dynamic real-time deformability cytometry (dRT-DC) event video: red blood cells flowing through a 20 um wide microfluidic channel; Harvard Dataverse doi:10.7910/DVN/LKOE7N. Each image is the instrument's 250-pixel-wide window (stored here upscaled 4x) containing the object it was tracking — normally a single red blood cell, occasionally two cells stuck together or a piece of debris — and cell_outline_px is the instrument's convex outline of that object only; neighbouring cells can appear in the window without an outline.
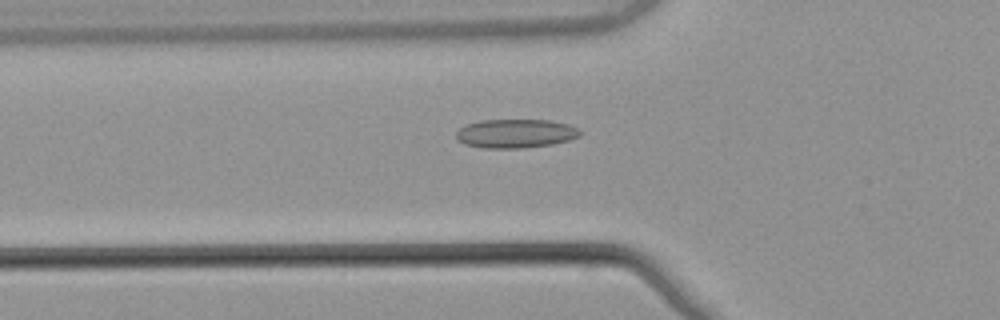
{"species": "common noctule bat (a hibernating species)", "species_latin": "Nyctalus noctula", "temperature_condition": "warm", "stored_images_in_passage": 48, "camera_frame_rate_fps": 3000, "um_per_image_px": 0.085, "animal": {"sex": "male", "body_mass_g": 21.5, "forearm_length_mm": 52.0}, "frame": {"image": 1, "passage_image": 14, "time_ms": 4.333, "image_size_px": [1000, 320], "cell_outline_px": [[584, 132], [580, 136], [568, 140], [552, 144], [520, 148], [484, 148], [464, 144], [456, 140], [456, 132], [460, 128], [468, 124], [480, 120], [548, 120], [568, 124], [580, 128]], "centroid_in_image_um": [43.84, 11.35], "position_along_channel_um": 82.0, "area_um2": 20.92}}
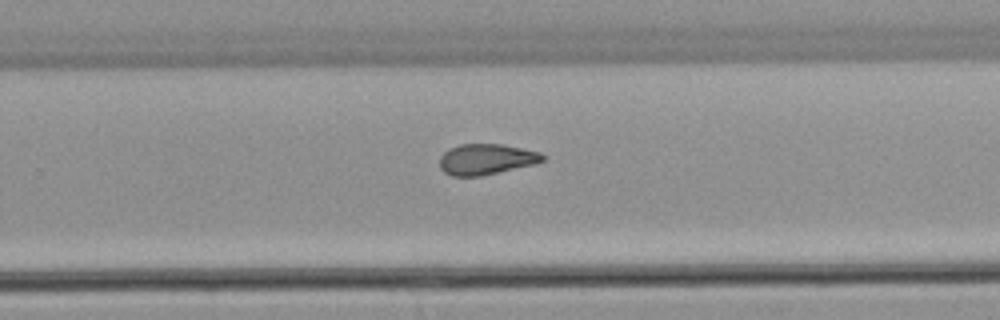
{"frame": {"image": 2, "passage_image": 30, "time_ms": 9.667, "image_size_px": [1000, 320], "cell_outline_px": [[544, 160], [536, 164], [480, 176], [452, 176], [444, 172], [440, 168], [440, 156], [448, 148], [460, 144], [500, 144], [540, 152], [544, 156]], "centroid_in_image_um": [41.31, 13.54], "position_along_channel_um": 288.5, "area_um2": 18.44}}
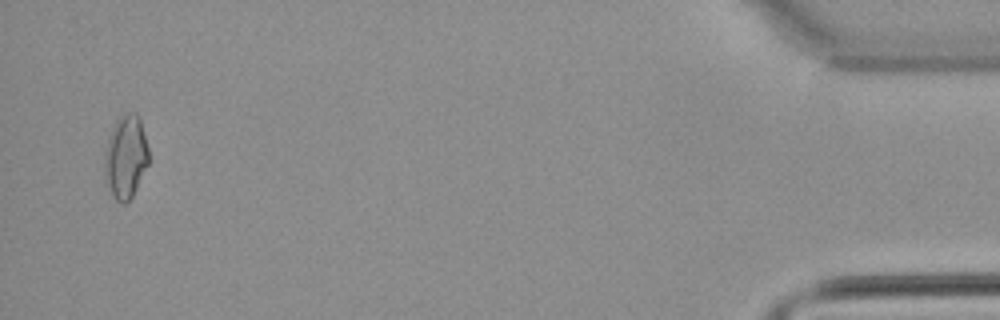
{"frame": {"image": 3, "passage_image": 47, "time_ms": 15.333, "image_size_px": [1000, 320], "cell_outline_px": [[148, 164], [132, 196], [124, 204], [120, 204], [116, 200], [108, 184], [104, 172], [104, 152], [108, 136], [116, 120], [124, 112], [136, 112], [140, 116], [148, 148]], "centroid_in_image_um": [10.68, 13.27], "position_along_channel_um": 424.5, "area_um2": 21.44}, "authors_computed_cell_mechanics": {"area_um2": 19.3052, "velocity_mm_per_s": 3.8655, "shape_relaxation_time_tau1_ms": null, "shape_relaxation_time_tau2_ms": 3.3106, "deformation_change_tau1": null, "deformation_change_tau2": 0.0868}}